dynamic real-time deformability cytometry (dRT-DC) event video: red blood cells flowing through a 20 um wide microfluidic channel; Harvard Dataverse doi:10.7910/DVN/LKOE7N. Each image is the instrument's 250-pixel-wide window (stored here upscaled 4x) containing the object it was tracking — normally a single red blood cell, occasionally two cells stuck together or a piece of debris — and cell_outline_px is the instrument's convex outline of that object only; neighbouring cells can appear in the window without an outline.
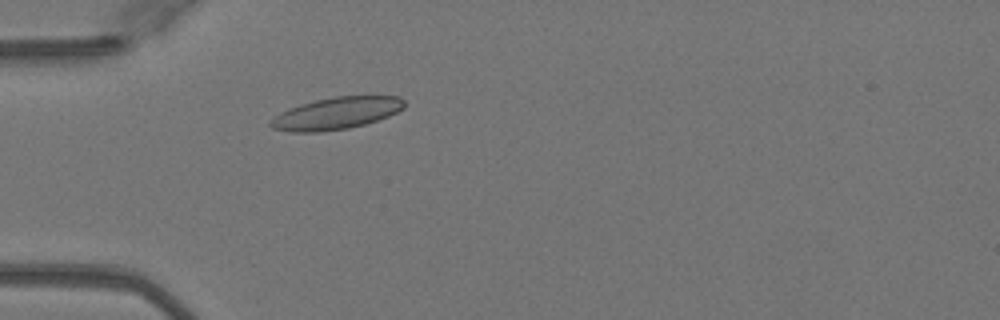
{"species": "Egyptian fruit bat (a non-hibernating species)", "species_latin": "Rousettus aegyptiacus", "temperature_condition": "warm", "stored_images_in_passage": 36, "camera_frame_rate_fps": 3000, "um_per_image_px": 0.085, "animal": {"sex": "female"}, "frame": {"image": 1, "passage_image": 1, "time_ms": 0.0, "image_size_px": [1000, 320], "cell_outline_px": [[404, 108], [388, 116], [364, 124], [348, 128], [320, 132], [292, 132], [272, 128], [268, 124], [280, 112], [300, 104], [316, 100], [336, 96], [400, 96], [404, 100]], "centroid_in_image_um": [28.59, 9.63], "position_along_channel_um": 56.4, "area_um2": 24.74}}
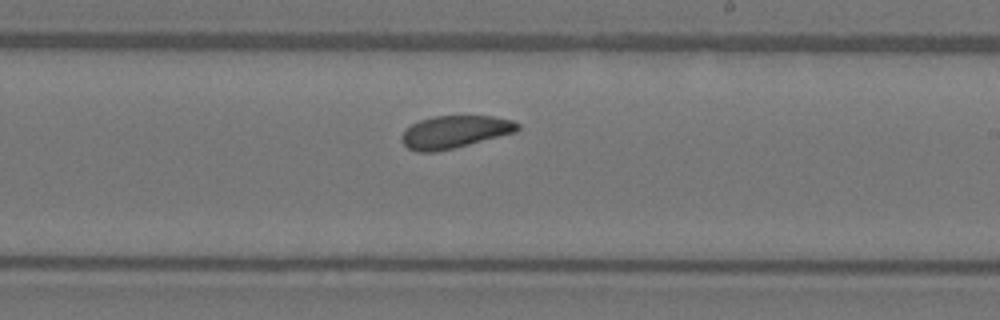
{"frame": {"image": 2, "passage_image": 16, "time_ms": 5.0, "image_size_px": [1000, 320], "cell_outline_px": [[520, 128], [516, 132], [436, 152], [416, 152], [408, 148], [400, 140], [400, 136], [404, 128], [420, 120], [432, 116], [492, 116], [512, 120], [520, 124]], "centroid_in_image_um": [38.6, 11.2], "position_along_channel_um": 250.4, "area_um2": 22.02}}
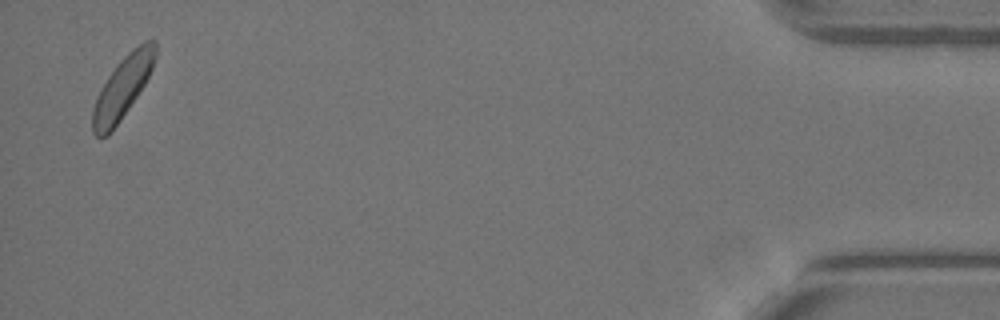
{"frame": {"image": 3, "passage_image": 35, "time_ms": 11.333, "image_size_px": [1000, 320], "cell_outline_px": [[156, 56], [152, 68], [144, 84], [112, 132], [108, 136], [100, 140], [92, 132], [92, 108], [100, 88], [116, 64], [132, 48], [144, 40], [152, 36], [156, 40]], "centroid_in_image_um": [10.4, 7.42], "position_along_channel_um": 424.8, "area_um2": 22.83}, "authors_computed_cell_mechanics": {"area_um2": 22.4264, "velocity_mm_per_s": 4.0358, "shape_relaxation_time_tau1_ms": 4.2637, "shape_relaxation_time_tau2_ms": 2.5745, "deformation_change_tau1": 0.0953, "deformation_change_tau2": 0.0895}}